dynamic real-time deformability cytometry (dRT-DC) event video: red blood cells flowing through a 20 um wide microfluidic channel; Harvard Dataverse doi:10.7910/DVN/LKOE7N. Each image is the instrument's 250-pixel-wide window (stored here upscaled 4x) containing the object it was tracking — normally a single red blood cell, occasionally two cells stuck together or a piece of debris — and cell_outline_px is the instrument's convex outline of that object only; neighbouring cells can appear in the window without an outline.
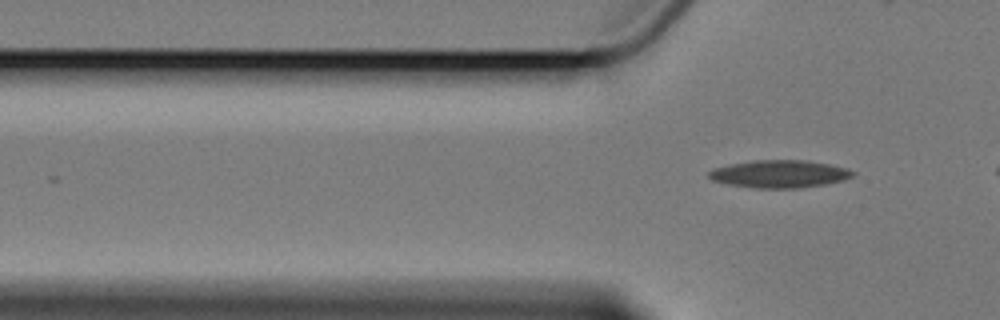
{"species": "Egyptian fruit bat (a non-hibernating species)", "species_latin": "Rousettus aegyptiacus", "temperature_condition": "cold", "stored_images_in_passage": 3, "camera_frame_rate_fps": 3000, "um_per_image_px": 0.085, "animal": {"sex": "female"}, "frame": {"image": 1, "passage_image": 3, "time_ms": 2.333, "image_size_px": [1000, 320], "cell_outline_px": [[856, 172], [852, 176], [844, 180], [824, 184], [800, 188], [756, 188], [728, 184], [712, 180], [708, 176], [708, 172], [712, 168], [732, 164], [756, 160], [808, 160], [848, 168]], "centroid_in_image_um": [66.26, 14.78], "position_along_channel_um": 59.5, "area_um2": 23.12}}